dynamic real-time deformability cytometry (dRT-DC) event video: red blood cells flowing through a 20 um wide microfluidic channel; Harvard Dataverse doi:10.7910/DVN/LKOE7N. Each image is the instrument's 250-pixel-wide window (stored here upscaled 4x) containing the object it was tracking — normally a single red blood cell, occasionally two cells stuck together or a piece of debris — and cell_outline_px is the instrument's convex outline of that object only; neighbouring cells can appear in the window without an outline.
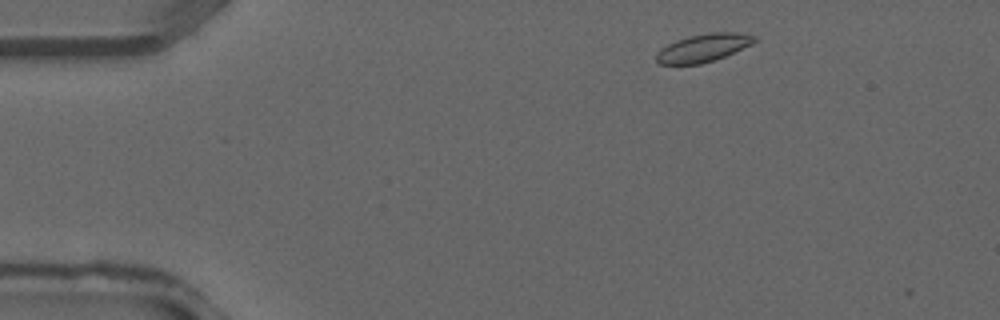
{"species": "common noctule bat (a hibernating species)", "species_latin": "Nyctalus noctula", "temperature_condition": "warm", "stored_images_in_passage": 32, "camera_frame_rate_fps": 3000, "um_per_image_px": 0.085, "animal": {"sex": "male", "forearm_length_mm": 52.5}, "frame": {"image": 1, "passage_image": 2, "time_ms": 0.333, "image_size_px": [1000, 320], "cell_outline_px": [[756, 40], [752, 44], [724, 56], [700, 64], [660, 64], [656, 60], [656, 52], [668, 44], [676, 40], [688, 36], [708, 32], [736, 32], [756, 36]], "centroid_in_image_um": [59.76, 4.05], "position_along_channel_um": 25.2, "area_um2": 15.84}}
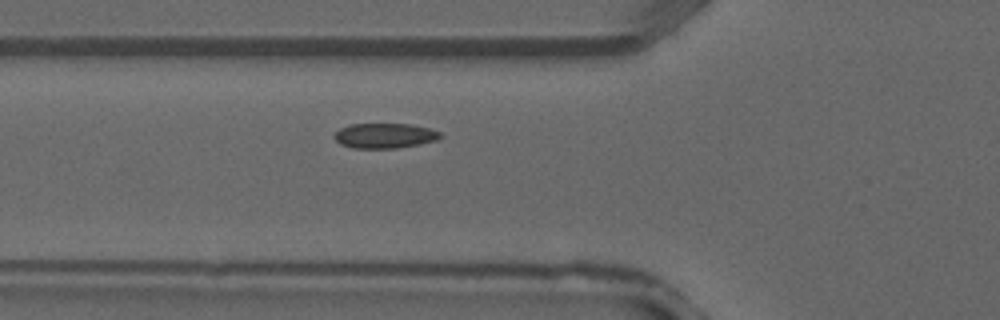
{"frame": {"image": 2, "passage_image": 10, "time_ms": 3.0, "image_size_px": [1000, 320], "cell_outline_px": [[444, 136], [436, 140], [420, 144], [396, 148], [352, 148], [340, 144], [332, 136], [340, 128], [348, 124], [412, 124], [428, 128], [440, 132]], "centroid_in_image_um": [32.69, 11.53], "position_along_channel_um": 93.1, "area_um2": 15.55}}
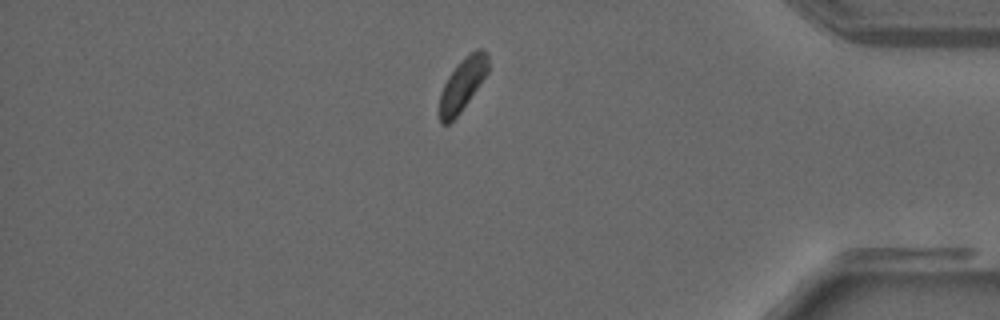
{"frame": {"image": 3, "passage_image": 29, "time_ms": 9.333, "image_size_px": [1000, 320], "cell_outline_px": [[488, 72], [460, 112], [448, 124], [440, 124], [440, 92], [448, 76], [460, 60], [476, 48], [484, 48], [488, 52]], "centroid_in_image_um": [39.32, 7.12], "position_along_channel_um": 395.9, "area_um2": 14.8}}